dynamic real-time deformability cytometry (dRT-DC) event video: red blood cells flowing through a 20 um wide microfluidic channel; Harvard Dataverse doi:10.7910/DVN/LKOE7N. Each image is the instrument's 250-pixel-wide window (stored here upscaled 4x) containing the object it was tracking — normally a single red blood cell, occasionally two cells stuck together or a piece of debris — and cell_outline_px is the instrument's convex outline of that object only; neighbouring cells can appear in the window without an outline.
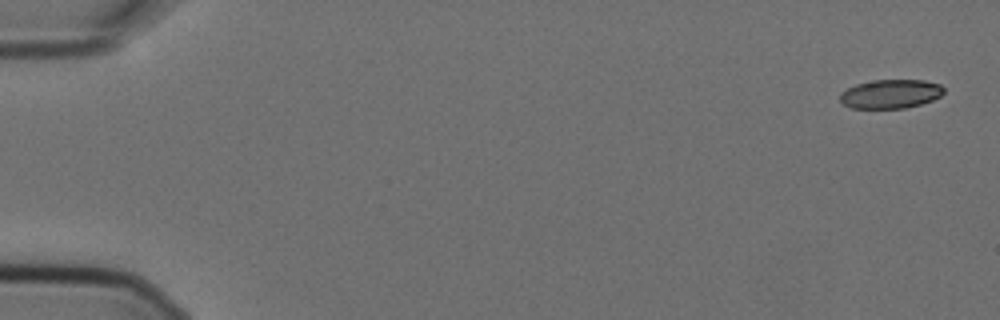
{"species": "Egyptian fruit bat (a non-hibernating species)", "species_latin": "Rousettus aegyptiacus", "temperature_condition": "cold", "stored_images_in_passage": 10, "camera_frame_rate_fps": 3000, "um_per_image_px": 0.085, "animal": {"sex": "female"}, "frame": {"image": 1, "passage_image": 1, "time_ms": 0.0, "image_size_px": [1000, 320], "cell_outline_px": [[944, 92], [940, 96], [932, 100], [920, 104], [904, 108], [852, 108], [844, 104], [840, 100], [840, 92], [856, 84], [872, 80], [924, 80], [940, 84], [944, 88]], "centroid_in_image_um": [75.7, 7.97], "position_along_channel_um": 9.3, "area_um2": 17.46}}
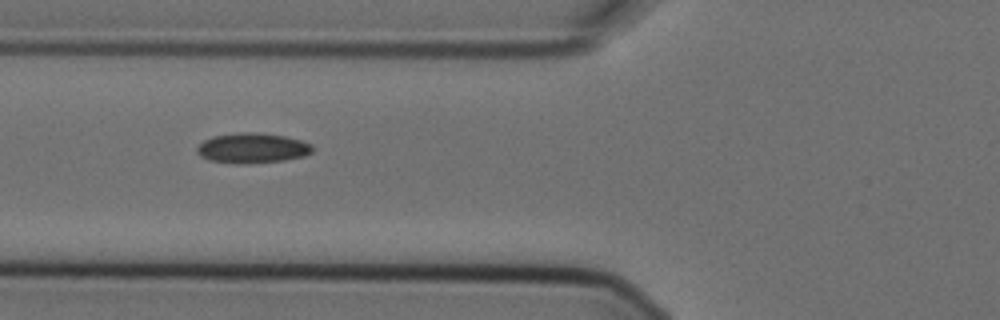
{"frame": {"image": 2, "passage_image": 6, "time_ms": 1.667, "image_size_px": [1000, 320], "cell_outline_px": [[312, 152], [304, 156], [284, 160], [248, 164], [236, 164], [208, 160], [200, 156], [196, 152], [196, 148], [204, 140], [212, 136], [236, 132], [256, 132], [284, 136], [300, 140], [312, 144]], "centroid_in_image_um": [21.41, 12.59], "position_along_channel_um": 104.4, "area_um2": 20.46}}
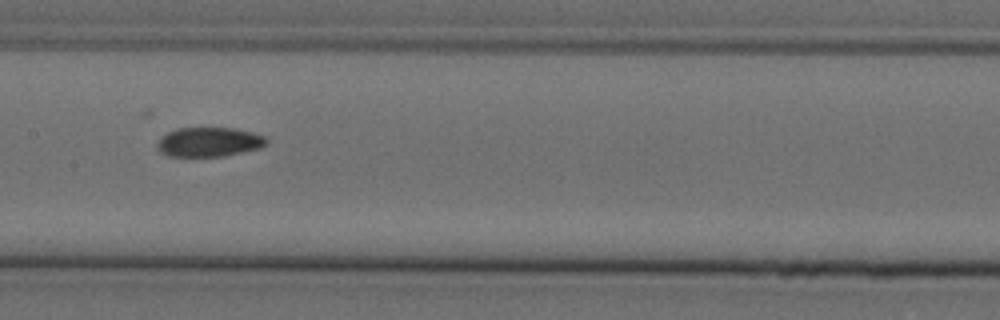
{"frame": {"image": 3, "passage_image": 8, "time_ms": 2.333, "image_size_px": [1000, 320], "cell_outline_px": [[268, 144], [260, 148], [224, 156], [168, 156], [160, 152], [156, 148], [156, 144], [168, 132], [176, 128], [236, 128], [252, 132], [264, 136], [268, 140]], "centroid_in_image_um": [17.79, 12.07], "position_along_channel_um": 189.6, "area_um2": 18.73}}